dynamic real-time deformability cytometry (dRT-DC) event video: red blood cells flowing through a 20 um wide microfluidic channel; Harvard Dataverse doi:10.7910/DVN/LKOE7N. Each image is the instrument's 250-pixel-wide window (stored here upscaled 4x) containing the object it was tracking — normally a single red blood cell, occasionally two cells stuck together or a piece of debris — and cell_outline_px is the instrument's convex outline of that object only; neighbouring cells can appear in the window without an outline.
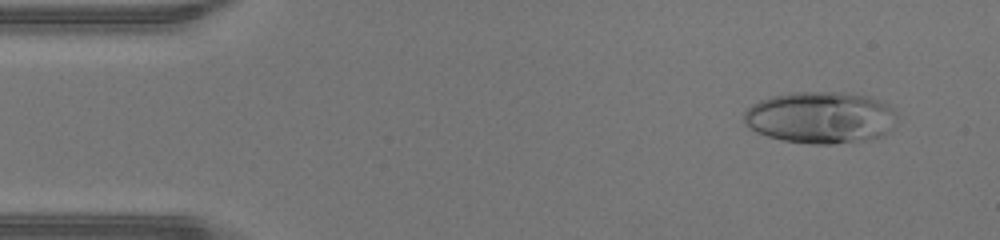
{"species": "human", "species_latin": "Homo sapiens", "temperature_condition": "warm", "stored_images_in_passage": 46, "camera_frame_rate_fps": 3000, "um_per_image_px": 0.085, "donor": {"sex": "male"}, "frame": {"image": 1, "passage_image": 4, "time_ms": 1.0, "image_size_px": [1000, 240], "cell_outline_px": [[896, 116], [888, 132], [880, 136], [864, 140], [832, 144], [812, 144], [784, 140], [768, 136], [756, 132], [744, 124], [744, 112], [752, 104], [760, 100], [772, 96], [792, 92], [844, 92], [868, 96], [880, 100], [888, 104], [896, 112]], "centroid_in_image_um": [69.73, 9.98], "position_along_channel_um": 15.3, "area_um2": 46.18}}
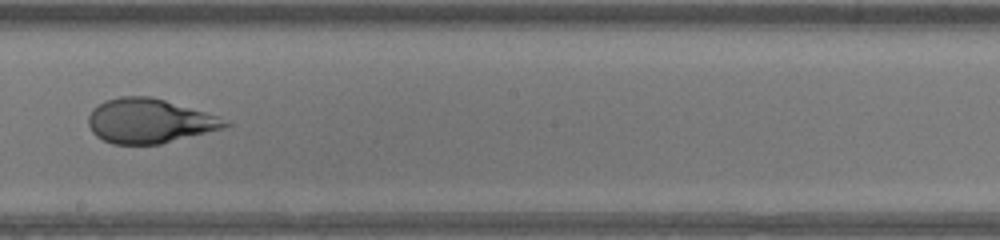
{"frame": {"image": 2, "passage_image": 26, "time_ms": 8.333, "image_size_px": [1000, 240], "cell_outline_px": [[232, 124], [224, 128], [160, 144], [112, 144], [96, 136], [92, 132], [88, 124], [88, 116], [92, 108], [104, 100], [120, 96], [152, 96], [204, 112], [228, 120]], "centroid_in_image_um": [12.66, 10.28], "position_along_channel_um": 235.5, "area_um2": 35.37}}
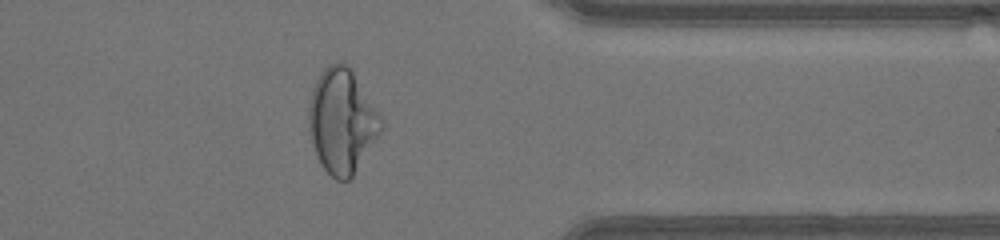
{"frame": {"image": 3, "passage_image": 37, "time_ms": 12.0, "image_size_px": [1000, 240], "cell_outline_px": [[384, 124], [380, 132], [352, 176], [348, 180], [336, 180], [324, 168], [316, 152], [312, 140], [308, 120], [308, 112], [312, 88], [320, 72], [328, 64], [348, 64], [352, 68], [380, 112], [384, 120]], "centroid_in_image_um": [29.09, 10.23], "position_along_channel_um": 382.3, "area_um2": 43.75}, "authors_computed_cell_mechanics": {"area_um2": 42.194, "velocity_mm_per_s": 4.3938, "shape_relaxation_time_tau1_ms": 6.4974, "shape_relaxation_time_tau2_ms": null, "deformation_change_tau1": 0.3283, "deformation_change_tau2": null}}